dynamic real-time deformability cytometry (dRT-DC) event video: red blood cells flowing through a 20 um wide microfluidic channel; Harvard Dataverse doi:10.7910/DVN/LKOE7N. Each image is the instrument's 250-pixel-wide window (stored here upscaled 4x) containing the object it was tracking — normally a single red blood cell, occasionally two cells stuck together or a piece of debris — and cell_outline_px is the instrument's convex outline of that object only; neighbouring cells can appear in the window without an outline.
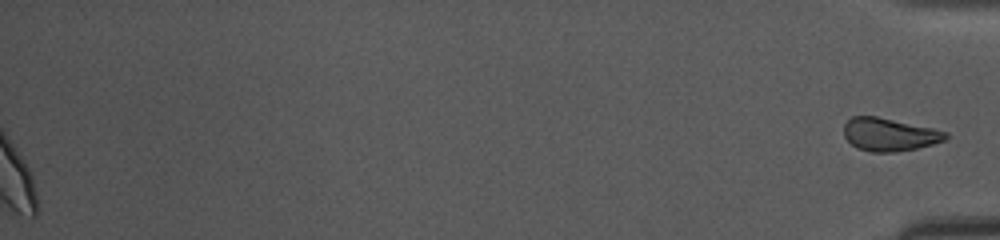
{"species": "common noctule bat (a hibernating species)", "species_latin": "Nyctalus noctula", "temperature_condition": "cold", "stored_images_in_passage": 42, "segment_of_instrument_passage": [2, 2], "camera_frame_rate_fps": 3000, "um_per_image_px": 0.085, "animal": {"sex": "female", "body_mass_g": 10.0, "forearm_length_mm": 53.1}, "frame": {"image": 1, "passage_image": 42, "time_ms": 13.667, "image_size_px": [1000, 240], "cell_outline_px": [[948, 136], [944, 140], [932, 144], [916, 148], [896, 152], [872, 152], [856, 148], [844, 136], [844, 124], [852, 116], [876, 116], [932, 128], [948, 132]], "centroid_in_image_um": [75.57, 11.43], "position_along_channel_um": 359.6, "area_um2": 19.42}}